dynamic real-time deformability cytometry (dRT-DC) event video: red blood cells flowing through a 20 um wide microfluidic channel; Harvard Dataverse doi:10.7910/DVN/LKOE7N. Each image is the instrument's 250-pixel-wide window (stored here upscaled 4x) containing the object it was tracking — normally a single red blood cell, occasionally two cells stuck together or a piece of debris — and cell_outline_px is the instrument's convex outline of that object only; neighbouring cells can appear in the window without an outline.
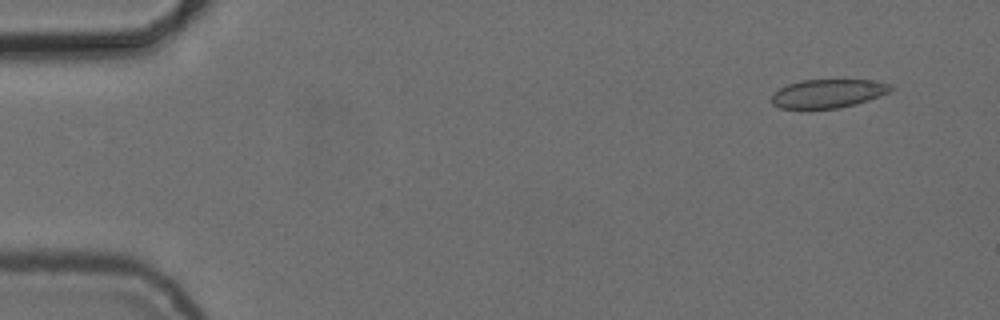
{"species": "common noctule bat (a hibernating species)", "species_latin": "Nyctalus noctula", "temperature_condition": "cold", "stored_images_in_passage": 4, "camera_frame_rate_fps": 3000, "um_per_image_px": 0.085, "animal": {"sex": "female", "body_mass_g": 24.6, "forearm_length_mm": 56.2}, "frame": {"image": 1, "passage_image": 1, "time_ms": 0.0, "image_size_px": [1000, 320], "cell_outline_px": [[896, 88], [888, 92], [868, 100], [856, 104], [840, 108], [808, 112], [780, 108], [772, 104], [772, 96], [780, 88], [788, 84], [800, 80], [876, 80], [892, 84]], "centroid_in_image_um": [70.36, 7.99], "position_along_channel_um": 14.6, "area_um2": 20.69}}
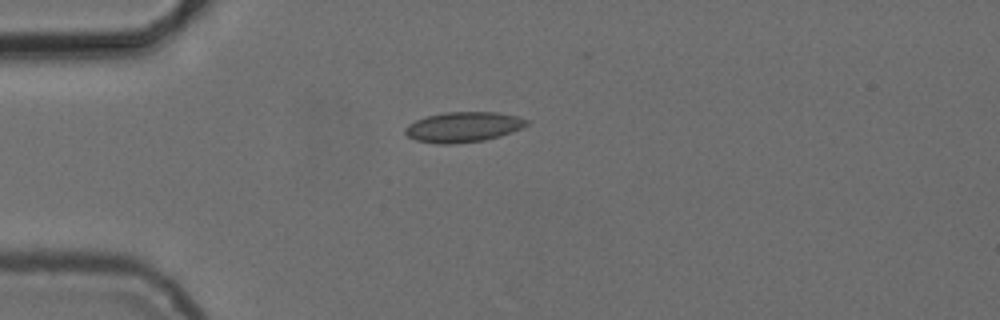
{"frame": {"image": 2, "passage_image": 4, "time_ms": 3.333, "image_size_px": [1000, 320], "cell_outline_px": [[528, 124], [520, 128], [500, 136], [484, 140], [452, 144], [436, 144], [416, 140], [408, 136], [404, 132], [404, 128], [408, 124], [416, 120], [428, 116], [444, 112], [496, 112], [516, 116], [528, 120]], "centroid_in_image_um": [39.34, 10.8], "position_along_channel_um": 45.7, "area_um2": 21.27}}